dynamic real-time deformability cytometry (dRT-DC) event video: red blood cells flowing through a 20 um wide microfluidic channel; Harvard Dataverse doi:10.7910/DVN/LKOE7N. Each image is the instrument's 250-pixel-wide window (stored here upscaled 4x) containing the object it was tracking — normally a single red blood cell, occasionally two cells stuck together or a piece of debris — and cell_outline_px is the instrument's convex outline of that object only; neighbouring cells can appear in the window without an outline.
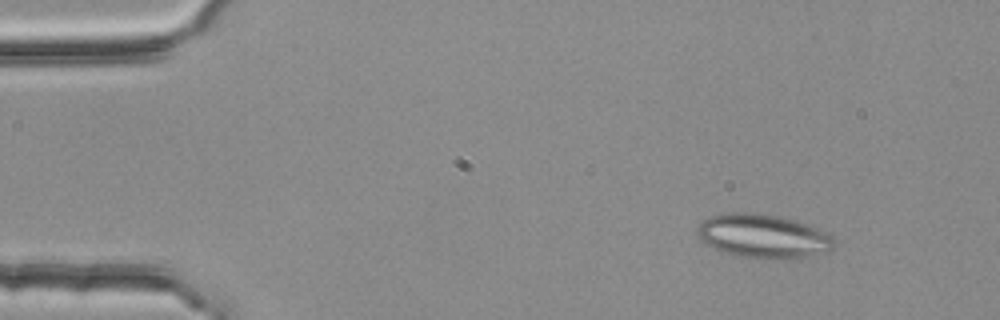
{"species": "common noctule bat (a hibernating species)", "species_latin": "Nyctalus noctula", "temperature_condition": "room temperature", "stored_images_in_passage": 4, "camera_frame_rate_fps": 3000, "um_per_image_px": 0.085, "animal": {"sex": "female", "body_mass_g": 25.1}, "frame": {"image": 1, "passage_image": 2, "time_ms": 0.333, "image_size_px": [1000, 320], "cell_outline_px": [[836, 244], [828, 252], [784, 260], [740, 256], [720, 252], [704, 244], [700, 240], [696, 232], [700, 224], [708, 216], [728, 212], [748, 212], [780, 216], [828, 232], [836, 240]], "centroid_in_image_um": [64.85, 20.08], "position_along_channel_um": 20.2, "area_um2": 35.26}}